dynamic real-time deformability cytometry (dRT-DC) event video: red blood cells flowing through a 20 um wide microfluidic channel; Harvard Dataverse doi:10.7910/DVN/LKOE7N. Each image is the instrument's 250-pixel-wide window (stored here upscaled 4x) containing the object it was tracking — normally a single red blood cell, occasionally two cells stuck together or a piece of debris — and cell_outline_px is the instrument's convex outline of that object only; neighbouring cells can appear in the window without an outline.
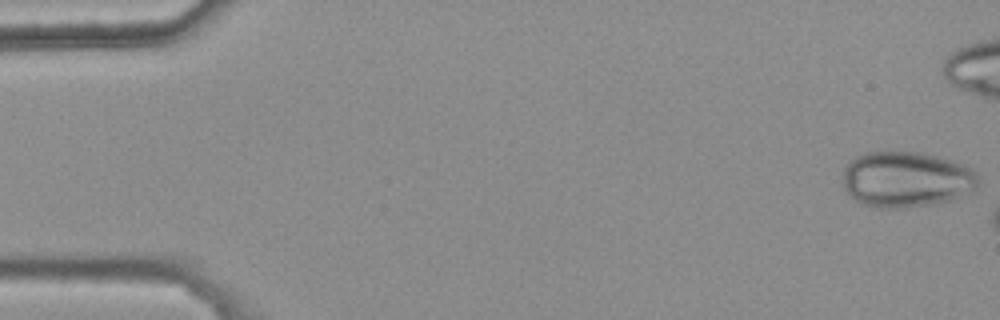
{"species": "common noctule bat (a hibernating species)", "species_latin": "Nyctalus noctula", "temperature_condition": "warm", "stored_images_in_passage": 8, "camera_frame_rate_fps": 3000, "um_per_image_px": 0.085, "animal": {"sex": "female", "body_mass_g": 25.1}, "frame": {"image": 1, "passage_image": 1, "time_ms": 0.0, "image_size_px": [1000, 320], "cell_outline_px": [[980, 184], [972, 192], [948, 200], [932, 204], [904, 208], [876, 208], [860, 204], [844, 188], [844, 168], [848, 160], [864, 152], [920, 152], [952, 160], [964, 164], [972, 168], [976, 172]], "centroid_in_image_um": [77.04, 15.24], "position_along_channel_um": 8.0, "area_um2": 44.39}}